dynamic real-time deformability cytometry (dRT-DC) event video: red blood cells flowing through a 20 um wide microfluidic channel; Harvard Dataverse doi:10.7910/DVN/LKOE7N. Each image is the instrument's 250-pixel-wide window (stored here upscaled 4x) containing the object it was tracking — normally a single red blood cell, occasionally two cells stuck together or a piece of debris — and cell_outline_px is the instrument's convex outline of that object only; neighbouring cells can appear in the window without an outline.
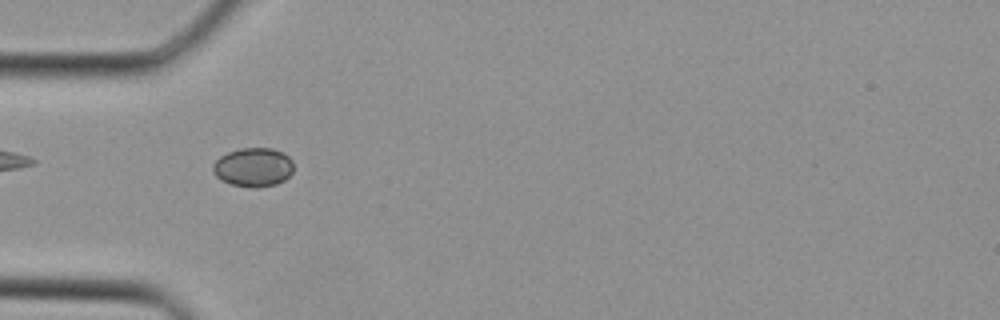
{"species": "Egyptian fruit bat (a non-hibernating species)", "species_latin": "Rousettus aegyptiacus", "temperature_condition": "cold", "stored_images_in_passage": 26, "camera_frame_rate_fps": 3000, "um_per_image_px": 0.085, "animal": {"sex": "female"}, "frame": {"image": 1, "passage_image": 2, "time_ms": 0.333, "image_size_px": [1000, 320], "cell_outline_px": [[292, 172], [284, 180], [276, 184], [252, 188], [232, 184], [220, 180], [212, 172], [212, 164], [220, 156], [228, 152], [240, 148], [272, 148], [284, 152], [292, 160]], "centroid_in_image_um": [21.51, 14.2], "position_along_channel_um": 63.5, "area_um2": 18.38}}
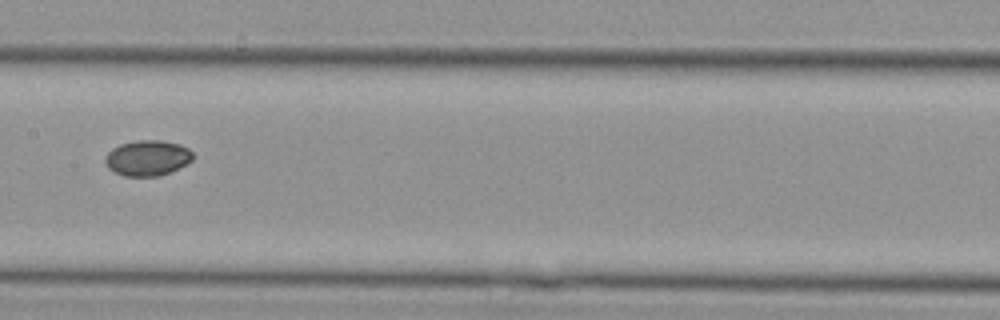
{"frame": {"image": 2, "passage_image": 9, "time_ms": 2.667, "image_size_px": [1000, 320], "cell_outline_px": [[196, 156], [188, 164], [172, 172], [160, 176], [124, 176], [112, 172], [104, 164], [104, 156], [112, 148], [120, 144], [140, 140], [160, 140], [180, 144], [188, 148]], "centroid_in_image_um": [12.54, 13.44], "position_along_channel_um": 194.9, "area_um2": 18.61}}
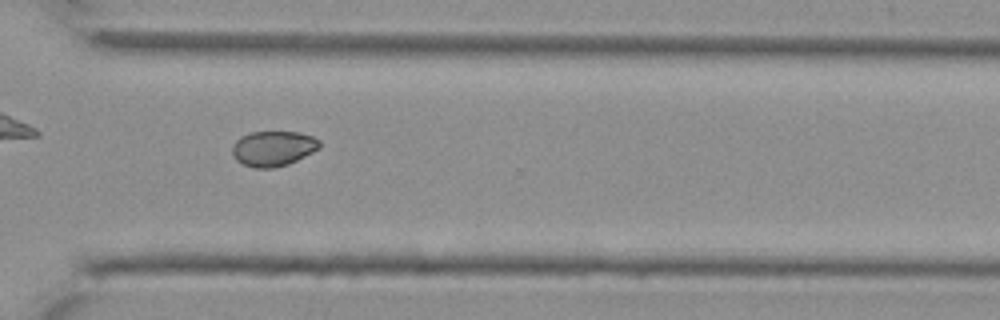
{"frame": {"image": 3, "passage_image": 17, "time_ms": 5.333, "image_size_px": [1000, 320], "cell_outline_px": [[320, 148], [288, 164], [276, 168], [256, 168], [244, 164], [236, 160], [232, 152], [232, 144], [240, 136], [252, 132], [300, 132], [312, 136], [320, 140]], "centroid_in_image_um": [23.21, 12.61], "position_along_channel_um": 347.4, "area_um2": 17.92}}